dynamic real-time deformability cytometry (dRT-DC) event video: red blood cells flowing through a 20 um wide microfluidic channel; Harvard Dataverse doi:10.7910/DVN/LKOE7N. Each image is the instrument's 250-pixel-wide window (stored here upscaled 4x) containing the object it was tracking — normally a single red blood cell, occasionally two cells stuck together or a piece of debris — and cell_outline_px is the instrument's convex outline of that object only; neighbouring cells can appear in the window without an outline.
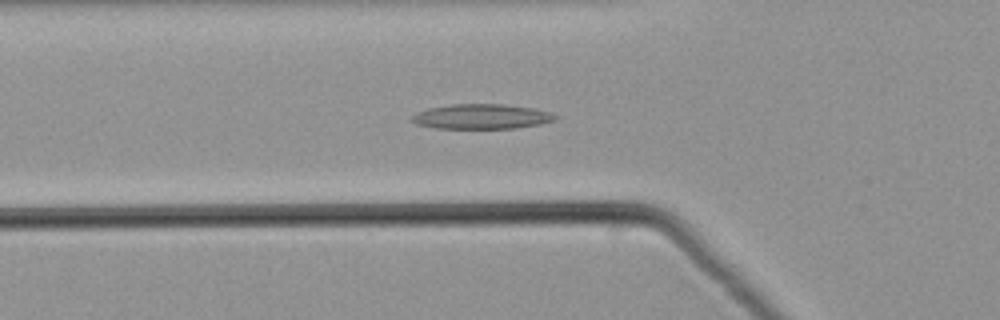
{"species": "common noctule bat (a hibernating species)", "species_latin": "Nyctalus noctula", "temperature_condition": "warm", "stored_images_in_passage": 36, "camera_frame_rate_fps": 3000, "um_per_image_px": 0.085, "animal": {"sex": "male", "body_mass_g": 21.5, "forearm_length_mm": 52.0}, "frame": {"image": 1, "passage_image": 3, "time_ms": 0.667, "image_size_px": [1000, 320], "cell_outline_px": [[556, 120], [540, 124], [516, 128], [436, 128], [416, 124], [408, 120], [416, 112], [428, 108], [448, 104], [504, 104], [532, 108], [548, 112], [556, 116]], "centroid_in_image_um": [40.86, 9.9], "position_along_channel_um": 84.9, "area_um2": 20.81}}
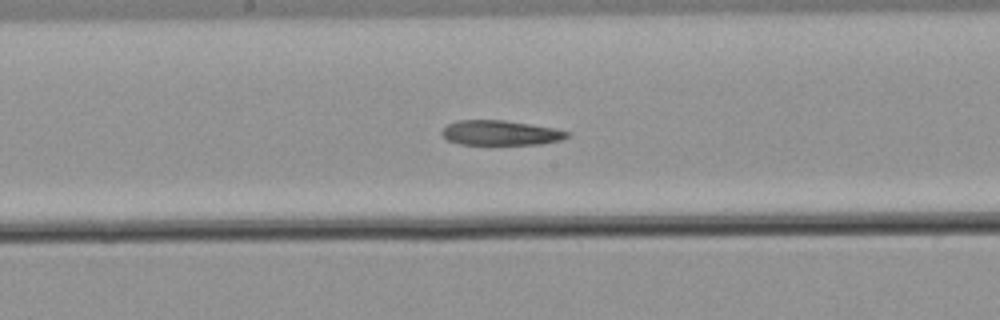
{"frame": {"image": 2, "passage_image": 12, "time_ms": 3.667, "image_size_px": [1000, 320], "cell_outline_px": [[572, 132], [564, 140], [540, 144], [460, 144], [448, 140], [440, 132], [448, 124], [456, 120], [504, 120], [552, 128]], "centroid_in_image_um": [42.56, 11.29], "position_along_channel_um": 205.6, "area_um2": 18.03}}
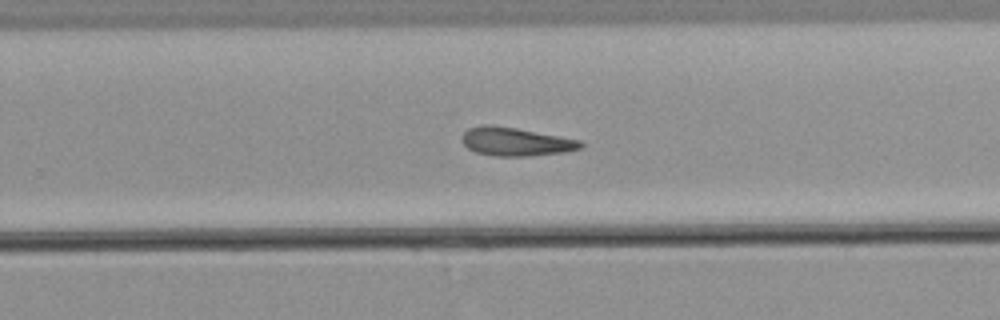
{"frame": {"image": 3, "passage_image": 18, "time_ms": 5.667, "image_size_px": [1000, 320], "cell_outline_px": [[584, 148], [564, 152], [528, 156], [496, 156], [476, 152], [468, 148], [460, 140], [460, 136], [468, 128], [480, 124], [488, 124], [516, 128], [560, 136], [580, 140], [584, 144]], "centroid_in_image_um": [43.81, 12.03], "position_along_channel_um": 286.0, "area_um2": 19.83}}